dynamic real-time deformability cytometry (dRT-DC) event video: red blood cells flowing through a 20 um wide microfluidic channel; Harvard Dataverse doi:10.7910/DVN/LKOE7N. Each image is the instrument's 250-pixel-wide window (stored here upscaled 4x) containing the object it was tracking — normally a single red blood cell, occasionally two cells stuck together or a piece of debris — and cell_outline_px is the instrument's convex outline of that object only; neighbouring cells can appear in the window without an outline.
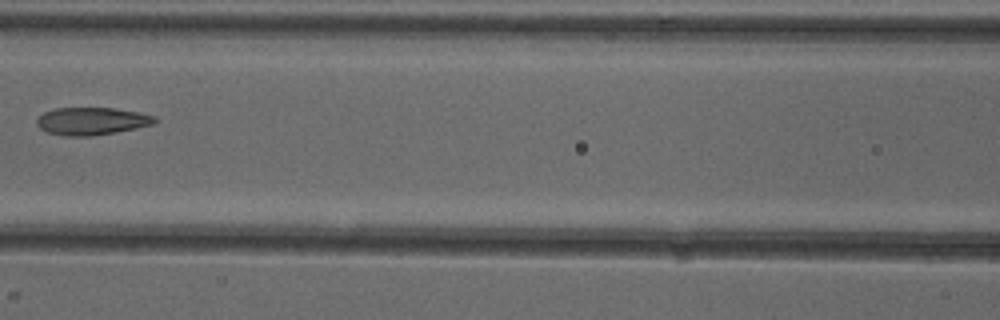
{"species": "common noctule bat (a hibernating species)", "species_latin": "Nyctalus noctula", "temperature_condition": "cold", "stored_images_in_passage": 6, "camera_frame_rate_fps": 3000, "um_per_image_px": 0.085, "animal": {"sex": "female"}, "frame": {"image": 1, "passage_image": 6, "time_ms": 6.667, "image_size_px": [1000, 320], "cell_outline_px": [[156, 120], [152, 124], [136, 128], [116, 132], [88, 136], [68, 136], [48, 132], [40, 128], [36, 124], [36, 120], [44, 112], [56, 108], [112, 108], [140, 112], [156, 116]], "centroid_in_image_um": [7.8, 10.29], "position_along_channel_um": 158.8, "area_um2": 18.79}}